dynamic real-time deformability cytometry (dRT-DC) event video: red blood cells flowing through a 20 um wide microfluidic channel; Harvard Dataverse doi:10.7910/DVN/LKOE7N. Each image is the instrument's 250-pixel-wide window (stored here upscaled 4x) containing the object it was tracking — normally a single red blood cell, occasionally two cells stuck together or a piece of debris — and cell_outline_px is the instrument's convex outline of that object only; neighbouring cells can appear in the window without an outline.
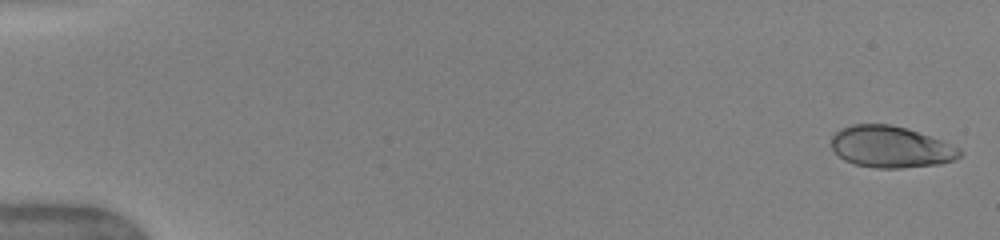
{"species": "human", "species_latin": "Homo sapiens", "temperature_condition": "warm", "stored_images_in_passage": 33, "camera_frame_rate_fps": 3000, "um_per_image_px": 0.085, "donor": {"sex": "female"}, "frame": {"image": 1, "passage_image": 1, "time_ms": 0.0, "image_size_px": [1000, 240], "cell_outline_px": [[964, 152], [956, 160], [940, 164], [900, 168], [876, 168], [856, 164], [844, 160], [832, 148], [832, 136], [840, 128], [852, 124], [892, 124], [940, 140], [960, 148]], "centroid_in_image_um": [75.73, 12.49], "position_along_channel_um": 9.3, "area_um2": 30.92}}
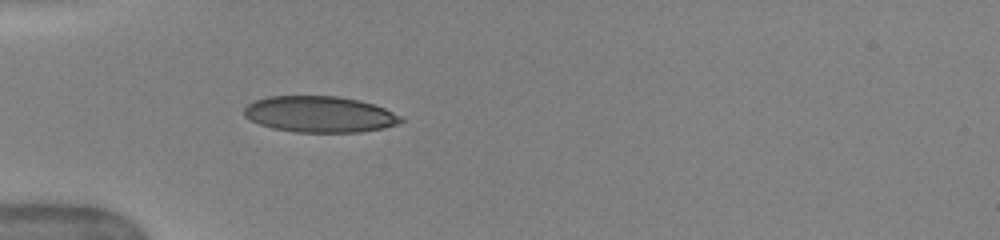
{"frame": {"image": 2, "passage_image": 16, "time_ms": 5.0, "image_size_px": [1000, 240], "cell_outline_px": [[404, 120], [396, 124], [384, 128], [360, 132], [296, 132], [272, 128], [260, 124], [244, 116], [244, 108], [252, 100], [268, 96], [340, 96], [360, 100], [384, 108], [400, 116]], "centroid_in_image_um": [27.15, 9.7], "position_along_channel_um": 57.9, "area_um2": 33.06}}